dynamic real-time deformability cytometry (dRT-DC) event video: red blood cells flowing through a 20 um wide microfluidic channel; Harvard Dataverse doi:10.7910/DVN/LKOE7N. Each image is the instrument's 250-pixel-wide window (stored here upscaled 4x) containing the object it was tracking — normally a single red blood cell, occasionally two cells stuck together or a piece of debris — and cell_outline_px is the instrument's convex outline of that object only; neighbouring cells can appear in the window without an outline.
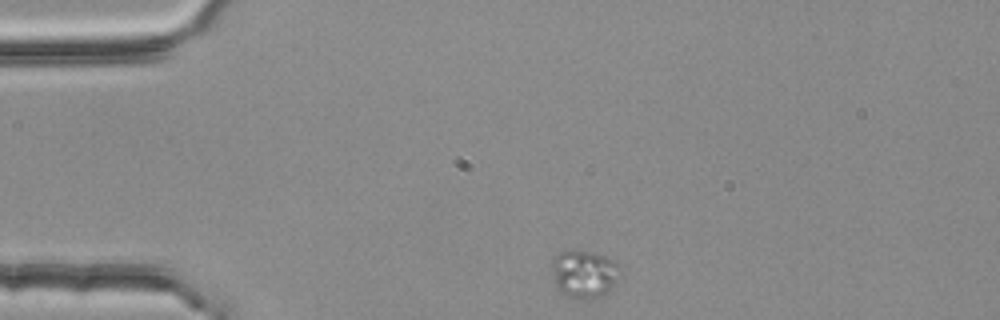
{"species": "common noctule bat (a hibernating species)", "species_latin": "Nyctalus noctula", "temperature_condition": "room temperature", "stored_images_in_passage": 2, "camera_frame_rate_fps": 3000, "um_per_image_px": 0.085, "animal": {"sex": "female", "body_mass_g": 25.1}, "frame": {"image": 1, "passage_image": 1, "time_ms": 0.0, "image_size_px": [1000, 320], "cell_outline_px": [[620, 268], [616, 284], [604, 296], [592, 300], [576, 300], [560, 292], [556, 288], [552, 272], [552, 256], [568, 248], [572, 248], [592, 252], [604, 256], [612, 260]], "centroid_in_image_um": [49.62, 23.3], "position_along_channel_um": 35.4, "area_um2": 19.71}}